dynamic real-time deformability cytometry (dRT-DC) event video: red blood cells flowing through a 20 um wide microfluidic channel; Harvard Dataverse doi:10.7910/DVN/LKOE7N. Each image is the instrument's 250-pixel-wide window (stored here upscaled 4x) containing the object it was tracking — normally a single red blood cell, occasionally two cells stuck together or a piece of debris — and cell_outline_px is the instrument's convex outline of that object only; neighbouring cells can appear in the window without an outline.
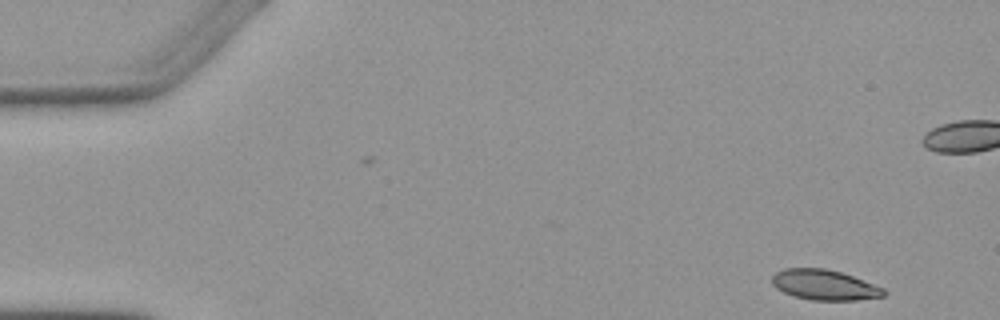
{"species": "Egyptian fruit bat (a non-hibernating species)", "species_latin": "Rousettus aegyptiacus", "temperature_condition": "warm", "stored_images_in_passage": 4, "camera_frame_rate_fps": 3000, "um_per_image_px": 0.085, "animal": {"sex": "female"}, "frame": {"image": 1, "passage_image": 1, "time_ms": 0.0, "image_size_px": [1000, 320], "cell_outline_px": [[888, 292], [884, 296], [856, 300], [812, 300], [796, 296], [784, 292], [776, 288], [772, 284], [772, 276], [776, 272], [784, 268], [824, 268], [840, 272], [852, 276], [884, 288]], "centroid_in_image_um": [70.08, 24.21], "position_along_channel_um": 14.9, "area_um2": 19.59}}